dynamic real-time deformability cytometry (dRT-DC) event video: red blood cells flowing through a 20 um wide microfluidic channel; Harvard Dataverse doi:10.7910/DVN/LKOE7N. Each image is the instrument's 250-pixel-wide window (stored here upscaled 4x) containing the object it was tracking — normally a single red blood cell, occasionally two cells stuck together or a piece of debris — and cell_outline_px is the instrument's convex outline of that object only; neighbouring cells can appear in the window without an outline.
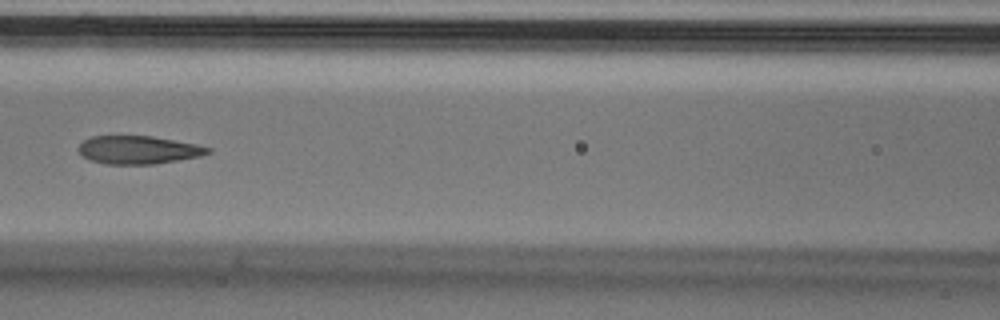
{"species": "Egyptian fruit bat (a non-hibernating species)", "species_latin": "Rousettus aegyptiacus", "temperature_condition": "cold", "stored_images_in_passage": 8, "camera_frame_rate_fps": 3000, "um_per_image_px": 0.085, "animal": {"sex": "male"}, "frame": {"image": 1, "passage_image": 6, "time_ms": 1.667, "image_size_px": [1000, 320], "cell_outline_px": [[212, 152], [200, 156], [152, 164], [104, 164], [88, 160], [80, 156], [80, 144], [84, 140], [92, 136], [152, 136], [196, 144], [212, 148]], "centroid_in_image_um": [11.74, 12.74], "position_along_channel_um": 154.9, "area_um2": 21.15}}
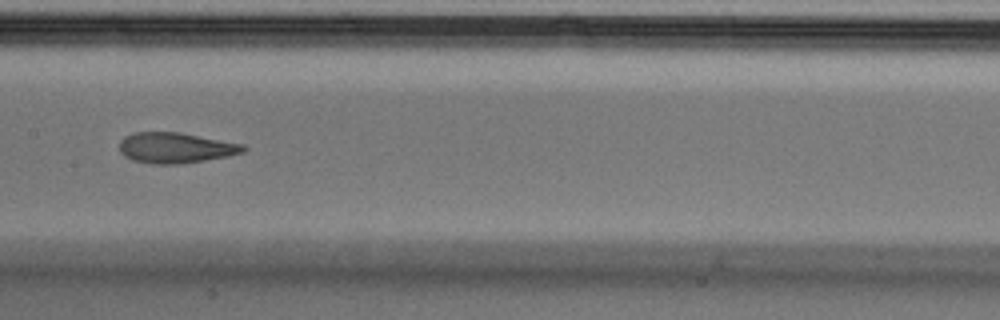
{"frame": {"image": 2, "passage_image": 7, "time_ms": 2.0, "image_size_px": [1000, 320], "cell_outline_px": [[248, 148], [244, 152], [228, 156], [204, 160], [176, 164], [152, 164], [132, 160], [124, 156], [120, 152], [120, 140], [124, 136], [136, 132], [180, 132], [244, 144]], "centroid_in_image_um": [14.93, 12.56], "position_along_channel_um": 192.5, "area_um2": 22.14}}
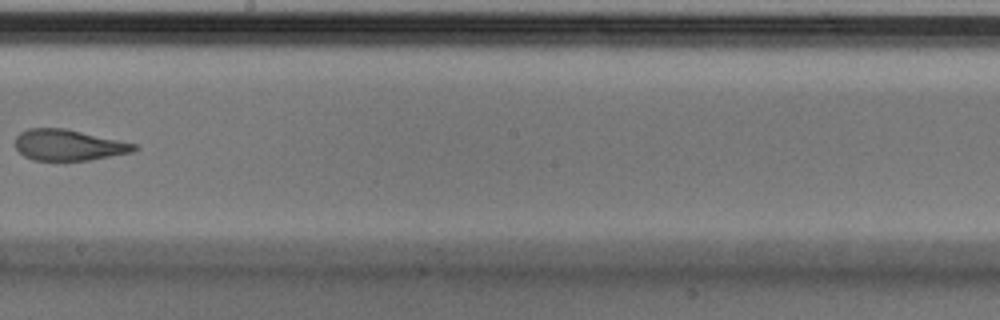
{"frame": {"image": 3, "passage_image": 8, "time_ms": 2.333, "image_size_px": [1000, 320], "cell_outline_px": [[140, 148], [132, 152], [88, 160], [32, 160], [24, 156], [16, 148], [16, 136], [20, 132], [28, 128], [64, 128], [140, 144]], "centroid_in_image_um": [5.86, 12.32], "position_along_channel_um": 242.3, "area_um2": 21.56}}